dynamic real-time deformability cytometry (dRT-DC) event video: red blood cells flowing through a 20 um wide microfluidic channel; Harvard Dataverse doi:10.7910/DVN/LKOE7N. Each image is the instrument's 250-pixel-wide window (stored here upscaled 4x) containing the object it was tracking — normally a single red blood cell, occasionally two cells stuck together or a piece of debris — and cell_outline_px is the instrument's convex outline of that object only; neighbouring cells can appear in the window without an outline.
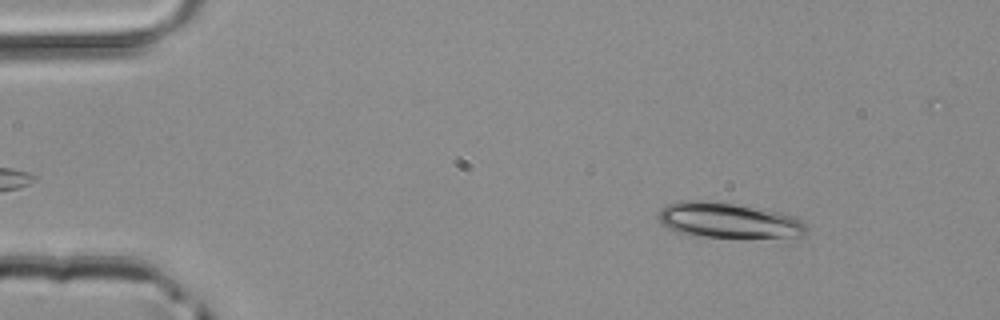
{"species": "common noctule bat (a hibernating species)", "species_latin": "Nyctalus noctula", "temperature_condition": "room temperature", "stored_images_in_passage": 44, "camera_frame_rate_fps": 3000, "um_per_image_px": 0.085, "animal": {"sex": "male", "body_mass_g": 20.4}, "frame": {"image": 1, "passage_image": 6, "time_ms": 1.667, "image_size_px": [1000, 320], "cell_outline_px": [[808, 232], [804, 236], [780, 244], [684, 236], [660, 224], [656, 216], [660, 208], [664, 204], [676, 200], [692, 200], [732, 204], [764, 208], [800, 216], [804, 220], [808, 228]], "centroid_in_image_um": [62.13, 18.87], "position_along_channel_um": 22.9, "area_um2": 34.45}}
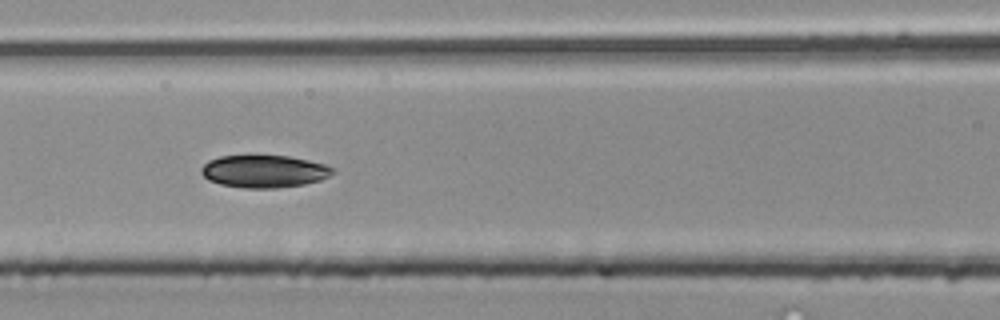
{"frame": {"image": 2, "passage_image": 21, "time_ms": 6.667, "image_size_px": [1000, 320], "cell_outline_px": [[336, 172], [320, 180], [304, 184], [276, 188], [244, 188], [220, 184], [208, 180], [200, 172], [200, 168], [208, 160], [220, 156], [288, 156], [308, 160], [324, 164], [332, 168]], "centroid_in_image_um": [22.42, 14.57], "position_along_channel_um": 144.2, "area_um2": 24.8}}
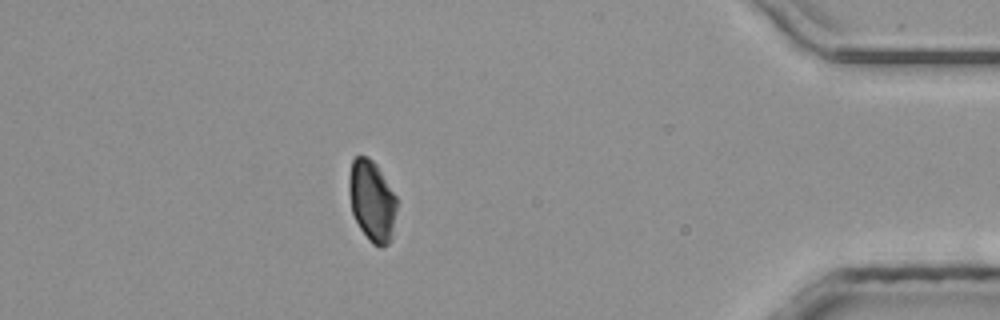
{"frame": {"image": 3, "passage_image": 43, "time_ms": 14.0, "image_size_px": [1000, 320], "cell_outline_px": [[396, 212], [392, 240], [388, 244], [380, 248], [372, 244], [368, 240], [360, 228], [352, 212], [348, 192], [348, 176], [352, 160], [356, 156], [368, 156], [376, 164], [396, 196]], "centroid_in_image_um": [31.61, 17.09], "position_along_channel_um": 403.6, "area_um2": 22.83}}